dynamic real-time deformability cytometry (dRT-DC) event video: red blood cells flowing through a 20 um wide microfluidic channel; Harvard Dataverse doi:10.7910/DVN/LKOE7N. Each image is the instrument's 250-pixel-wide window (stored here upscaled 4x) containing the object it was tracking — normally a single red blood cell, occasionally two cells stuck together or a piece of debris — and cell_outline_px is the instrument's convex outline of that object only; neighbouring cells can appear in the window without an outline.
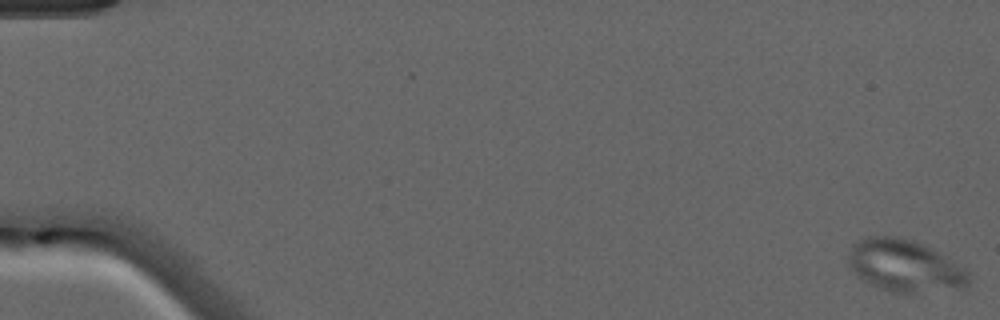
{"species": "common noctule bat (a hibernating species)", "species_latin": "Nyctalus noctula", "temperature_condition": "warm", "stored_images_in_passage": 20, "camera_frame_rate_fps": 3000, "um_per_image_px": 0.085, "animal": {"sex": "male", "forearm_length_mm": 52.5}, "frame": {"image": 1, "passage_image": 1, "time_ms": 0.0, "image_size_px": [1000, 320], "cell_outline_px": [[972, 276], [964, 292], [892, 292], [880, 288], [856, 276], [852, 272], [848, 264], [848, 256], [852, 244], [868, 236], [892, 236], [912, 240], [944, 256], [964, 268]], "centroid_in_image_um": [76.95, 22.64], "position_along_channel_um": 8.1, "area_um2": 36.82}}